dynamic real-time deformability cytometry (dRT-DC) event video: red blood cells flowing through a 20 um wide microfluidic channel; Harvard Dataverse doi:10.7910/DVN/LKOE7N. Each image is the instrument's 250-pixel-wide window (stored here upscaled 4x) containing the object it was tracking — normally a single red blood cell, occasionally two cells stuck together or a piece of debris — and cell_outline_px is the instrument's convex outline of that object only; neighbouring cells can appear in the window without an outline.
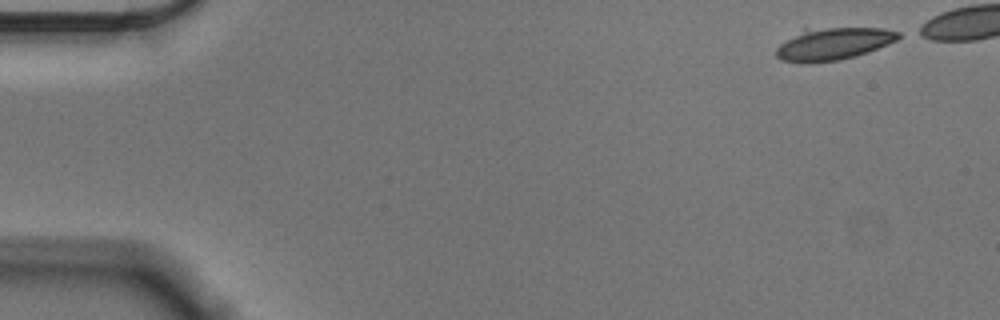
{"species": "Egyptian fruit bat (a non-hibernating species)", "species_latin": "Rousettus aegyptiacus", "temperature_condition": "cold", "stored_images_in_passage": 47, "camera_frame_rate_fps": 3000, "um_per_image_px": 0.085, "animal": {"sex": "male"}, "frame": {"image": 1, "passage_image": 1, "time_ms": 0.0, "image_size_px": [1000, 320], "cell_outline_px": [[904, 36], [888, 44], [868, 52], [856, 56], [840, 60], [812, 64], [800, 64], [780, 60], [776, 56], [776, 48], [780, 44], [804, 28], [884, 28], [900, 32]], "centroid_in_image_um": [70.82, 3.74], "position_along_channel_um": 14.2, "area_um2": 23.47}}
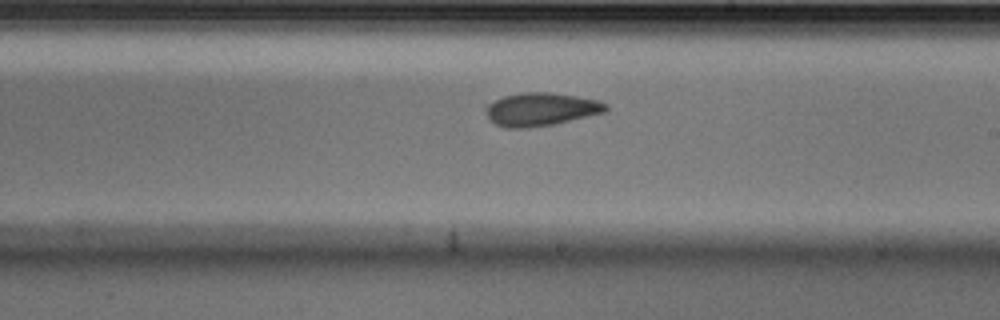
{"frame": {"image": 2, "passage_image": 30, "time_ms": 9.667, "image_size_px": [1000, 320], "cell_outline_px": [[608, 108], [604, 112], [588, 116], [552, 124], [528, 128], [504, 128], [496, 124], [488, 116], [484, 108], [484, 104], [504, 96], [520, 92], [552, 92], [600, 100], [608, 104]], "centroid_in_image_um": [45.95, 9.27], "position_along_channel_um": 243.0, "area_um2": 23.29}}
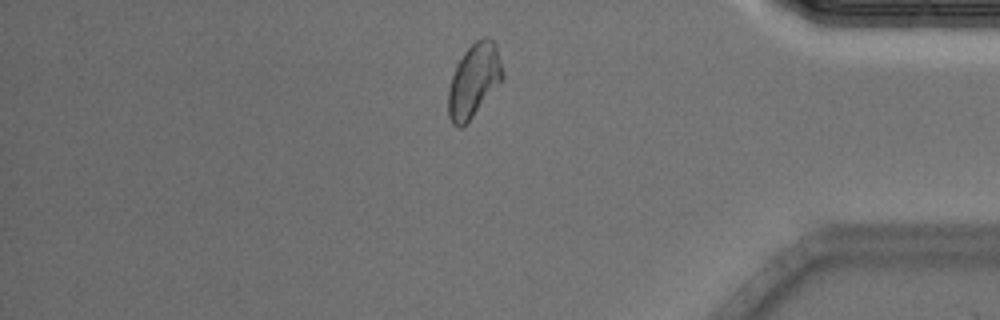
{"frame": {"image": 3, "passage_image": 45, "time_ms": 14.667, "image_size_px": [1000, 320], "cell_outline_px": [[504, 76], [472, 116], [460, 128], [456, 128], [452, 124], [448, 116], [448, 88], [456, 60], [476, 40], [484, 36], [488, 36], [496, 44]], "centroid_in_image_um": [40.23, 6.8], "position_along_channel_um": 395.0, "area_um2": 23.06}, "authors_computed_cell_mechanics": {"area_um2": 23.0622, "velocity_mm_per_s": 3.5512, "shape_relaxation_time_tau1_ms": 6.8435, "shape_relaxation_time_tau2_ms": 4.5414, "deformation_change_tau1": 0.1596, "deformation_change_tau2": 0.0965}}